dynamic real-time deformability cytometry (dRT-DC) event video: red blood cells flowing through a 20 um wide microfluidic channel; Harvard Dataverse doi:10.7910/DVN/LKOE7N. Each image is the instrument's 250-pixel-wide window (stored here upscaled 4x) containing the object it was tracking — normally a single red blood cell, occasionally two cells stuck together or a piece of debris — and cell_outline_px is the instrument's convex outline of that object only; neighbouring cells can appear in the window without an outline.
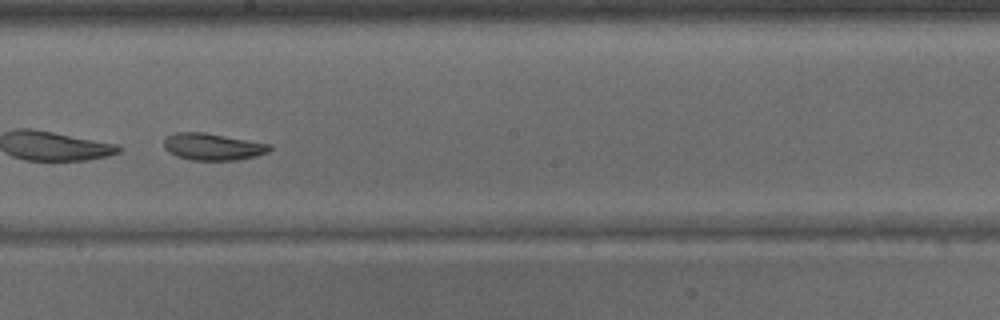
{"species": "common noctule bat (a hibernating species)", "species_latin": "Nyctalus noctula", "temperature_condition": "warm", "stored_images_in_passage": 29, "camera_frame_rate_fps": 3000, "um_per_image_px": 0.085, "animal": {"sex": "male", "body_mass_g": 15.6}, "frame": {"image": 1, "passage_image": 17, "time_ms": 5.333, "image_size_px": [1000, 320], "cell_outline_px": [[272, 148], [268, 152], [256, 156], [236, 160], [192, 160], [176, 156], [168, 152], [164, 148], [164, 136], [176, 132], [204, 132], [268, 144]], "centroid_in_image_um": [18.02, 12.47], "position_along_channel_um": 230.2, "area_um2": 16.53}}